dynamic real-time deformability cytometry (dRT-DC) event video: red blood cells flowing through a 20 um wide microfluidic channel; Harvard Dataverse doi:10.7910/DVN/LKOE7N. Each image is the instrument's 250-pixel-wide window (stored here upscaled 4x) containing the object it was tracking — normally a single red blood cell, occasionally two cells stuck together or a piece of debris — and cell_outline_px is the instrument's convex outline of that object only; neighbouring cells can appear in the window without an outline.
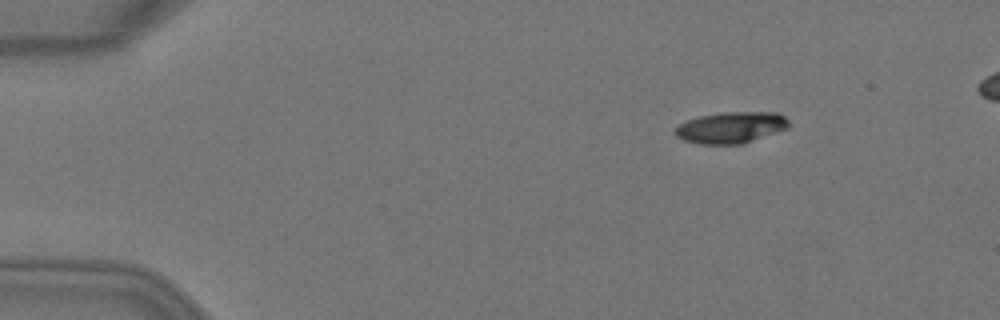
{"species": "Egyptian fruit bat (a non-hibernating species)", "species_latin": "Rousettus aegyptiacus", "temperature_condition": "warm", "stored_images_in_passage": 5, "camera_frame_rate_fps": 3000, "um_per_image_px": 0.085, "animal": {"sex": "female"}, "frame": {"image": 1, "passage_image": 2, "time_ms": 0.333, "image_size_px": [1000, 320], "cell_outline_px": [[788, 128], [744, 144], [700, 144], [684, 140], [676, 136], [676, 128], [684, 120], [696, 116], [724, 112], [776, 112], [784, 116], [788, 120]], "centroid_in_image_um": [62.13, 10.83], "position_along_channel_um": 22.9, "area_um2": 20.87}}